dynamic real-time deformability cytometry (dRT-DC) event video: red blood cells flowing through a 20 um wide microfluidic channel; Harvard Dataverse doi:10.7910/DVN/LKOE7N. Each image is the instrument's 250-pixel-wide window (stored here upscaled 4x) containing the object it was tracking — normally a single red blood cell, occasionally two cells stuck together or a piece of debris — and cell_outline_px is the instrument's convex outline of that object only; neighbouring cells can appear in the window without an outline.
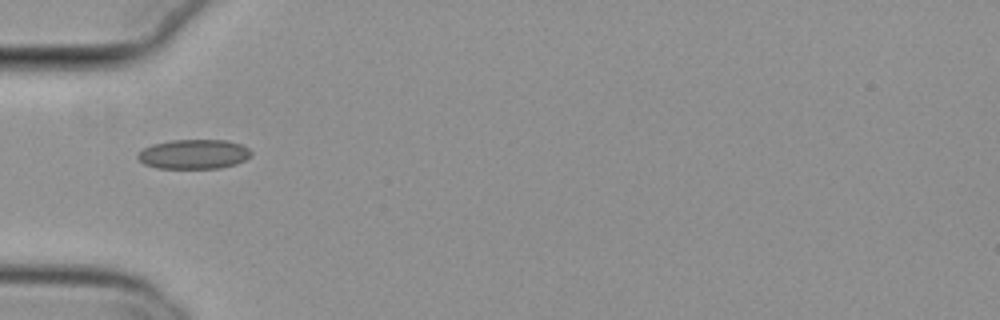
{"species": "common noctule bat (a hibernating species)", "species_latin": "Nyctalus noctula", "temperature_condition": "cold", "stored_images_in_passage": 32, "camera_frame_rate_fps": 3000, "um_per_image_px": 0.085, "animal": {"sex": "female", "body_mass_g": 29.2, "forearm_length_mm": 56.3}, "frame": {"image": 1, "passage_image": 1, "time_ms": 0.0, "image_size_px": [1000, 320], "cell_outline_px": [[252, 152], [244, 160], [236, 164], [220, 168], [156, 168], [144, 164], [136, 156], [144, 148], [152, 144], [172, 140], [228, 140], [240, 144], [248, 148]], "centroid_in_image_um": [16.46, 13.1], "position_along_channel_um": 68.5, "area_um2": 19.42}}
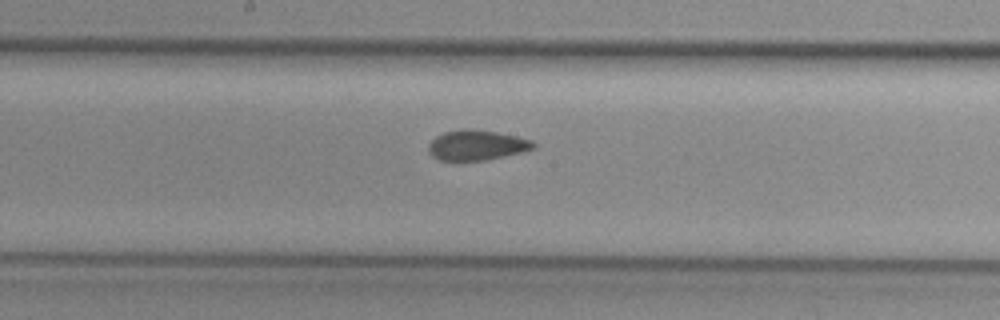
{"frame": {"image": 2, "passage_image": 12, "time_ms": 3.667, "image_size_px": [1000, 320], "cell_outline_px": [[536, 144], [532, 148], [520, 152], [504, 156], [484, 160], [440, 160], [432, 156], [428, 152], [428, 144], [436, 136], [444, 132], [460, 128], [468, 128], [496, 132], [516, 136], [532, 140]], "centroid_in_image_um": [40.47, 12.32], "position_along_channel_um": 207.7, "area_um2": 18.32}}
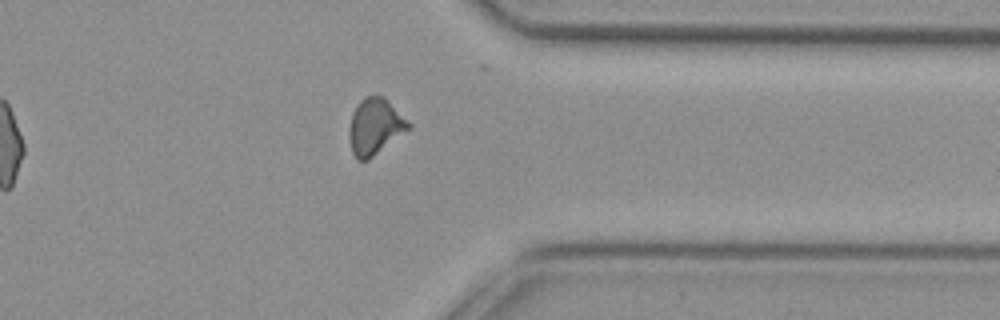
{"frame": {"image": 3, "passage_image": 26, "time_ms": 8.333, "image_size_px": [1000, 320], "cell_outline_px": [[412, 128], [368, 160], [356, 160], [352, 152], [348, 136], [348, 128], [352, 112], [360, 100], [364, 96], [384, 96], [412, 124]], "centroid_in_image_um": [31.87, 10.76], "position_along_channel_um": 379.5, "area_um2": 19.77}, "authors_computed_cell_mechanics": {"area_um2": 18.7561, "velocity_mm_per_s": 3.8096, "shape_relaxation_time_tau1_ms": null, "shape_relaxation_time_tau2_ms": 2.7286, "deformation_change_tau1": null, "deformation_change_tau2": 0.0766}}